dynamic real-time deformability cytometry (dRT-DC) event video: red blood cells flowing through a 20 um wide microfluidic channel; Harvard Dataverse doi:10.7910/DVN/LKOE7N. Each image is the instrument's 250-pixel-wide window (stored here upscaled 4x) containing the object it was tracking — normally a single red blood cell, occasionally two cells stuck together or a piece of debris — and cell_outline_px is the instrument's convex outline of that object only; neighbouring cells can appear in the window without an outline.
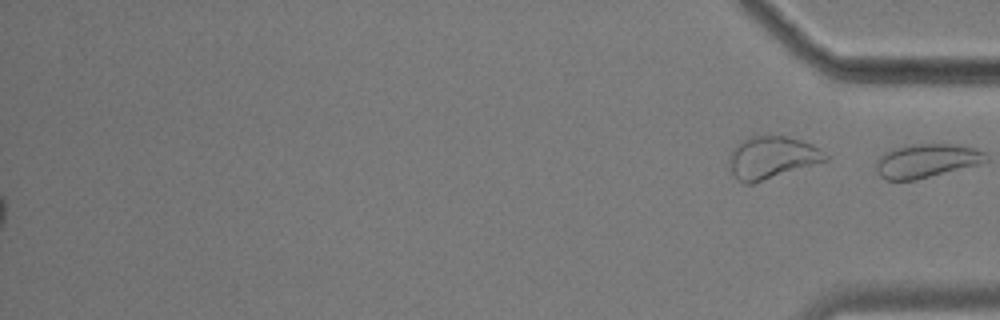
{"species": "common noctule bat (a hibernating species)", "species_latin": "Nyctalus noctula", "temperature_condition": "cold", "stored_images_in_passage": 15, "segment_of_instrument_passage": [2, 2], "camera_frame_rate_fps": 3000, "um_per_image_px": 0.085, "animal": {"sex": "male", "body_mass_g": 17.9}, "frame": {"image": 1, "passage_image": 15, "time_ms": 18.333, "image_size_px": [1000, 320], "cell_outline_px": [[828, 160], [752, 184], [744, 184], [736, 180], [732, 176], [728, 164], [728, 156], [732, 148], [740, 140], [748, 136], [768, 132], [788, 136], [804, 140], [820, 148], [828, 156]], "centroid_in_image_um": [65.55, 13.34], "position_along_channel_um": 369.7, "area_um2": 24.85}}